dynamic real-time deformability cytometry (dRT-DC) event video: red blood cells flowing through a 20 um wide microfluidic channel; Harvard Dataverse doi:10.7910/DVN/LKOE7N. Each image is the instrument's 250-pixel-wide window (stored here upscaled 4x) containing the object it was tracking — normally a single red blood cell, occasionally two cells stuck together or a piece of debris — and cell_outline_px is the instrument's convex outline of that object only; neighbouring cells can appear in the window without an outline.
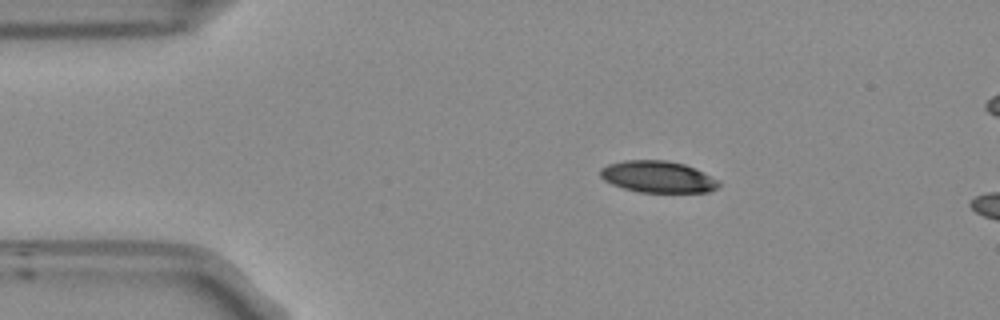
{"species": "Egyptian fruit bat (a non-hibernating species)", "species_latin": "Rousettus aegyptiacus", "temperature_condition": "room temperature", "stored_images_in_passage": 19, "camera_frame_rate_fps": 3000, "um_per_image_px": 0.085, "frame": {"image": 1, "passage_image": 1, "time_ms": 0.0, "image_size_px": [1000, 320], "cell_outline_px": [[720, 184], [716, 188], [708, 192], [640, 192], [624, 188], [612, 184], [604, 180], [600, 176], [600, 168], [608, 164], [624, 160], [664, 160], [684, 164], [720, 180]], "centroid_in_image_um": [55.9, 15.02], "position_along_channel_um": 29.1, "area_um2": 21.73}}
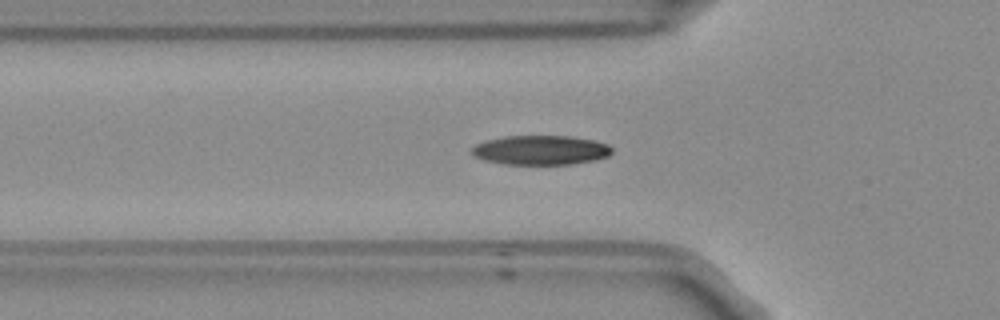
{"frame": {"image": 2, "passage_image": 9, "time_ms": 2.667, "image_size_px": [1000, 320], "cell_outline_px": [[612, 152], [608, 156], [596, 160], [572, 164], [508, 164], [484, 160], [476, 156], [472, 152], [472, 148], [476, 144], [488, 140], [504, 136], [572, 136], [592, 140], [608, 144], [612, 148]], "centroid_in_image_um": [46.0, 12.76], "position_along_channel_um": 79.8, "area_um2": 23.87}}
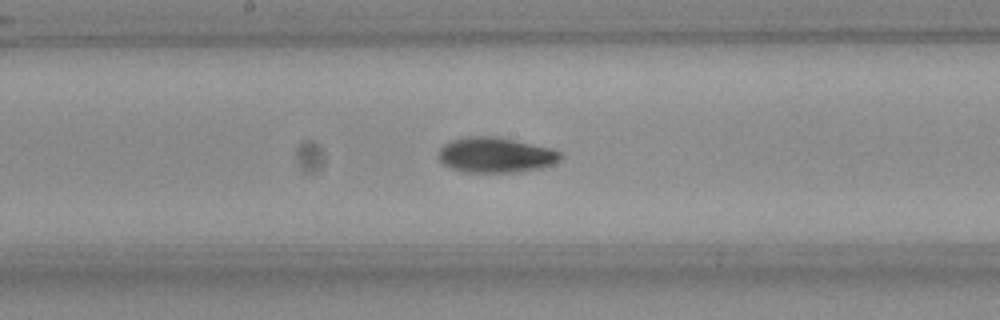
{"frame": {"image": 3, "passage_image": 19, "time_ms": 6.0, "image_size_px": [1000, 320], "cell_outline_px": [[560, 160], [544, 168], [516, 172], [464, 172], [452, 168], [444, 164], [440, 160], [440, 148], [444, 144], [452, 140], [468, 136], [496, 136], [548, 148], [560, 152]], "centroid_in_image_um": [42.12, 13.18], "position_along_channel_um": 206.1, "area_um2": 24.74}}